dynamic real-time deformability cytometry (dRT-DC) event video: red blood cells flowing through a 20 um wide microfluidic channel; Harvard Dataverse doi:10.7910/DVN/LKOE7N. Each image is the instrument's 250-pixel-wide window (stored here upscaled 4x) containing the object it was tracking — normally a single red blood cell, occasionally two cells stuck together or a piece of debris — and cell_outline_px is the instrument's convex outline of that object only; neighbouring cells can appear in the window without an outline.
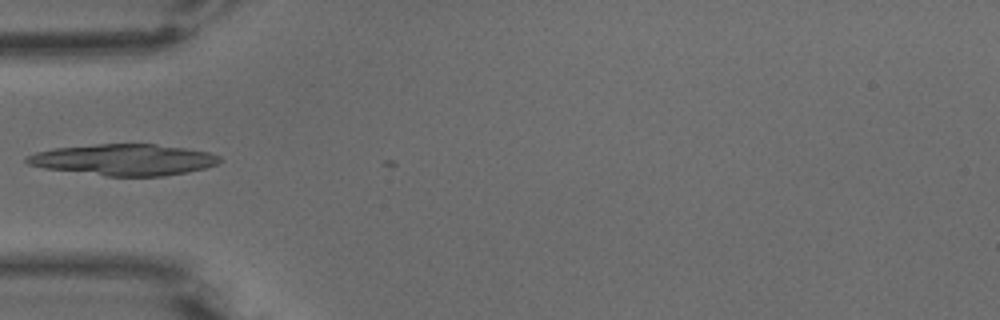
{"species": "common noctule bat (a hibernating species)", "species_latin": "Nyctalus noctula", "temperature_condition": "warm", "stored_images_in_passage": 4, "camera_frame_rate_fps": 3000, "um_per_image_px": 0.085, "animal": {"sex": "male", "body_mass_g": 15.6}, "frame": {"image": 1, "passage_image": 1, "time_ms": 0.0, "image_size_px": [1000, 320], "cell_outline_px": [[224, 160], [216, 164], [204, 168], [188, 172], [164, 176], [104, 176], [44, 168], [28, 164], [24, 160], [28, 156], [36, 152], [52, 148], [96, 144], [156, 144], [184, 148], [208, 152], [220, 156]], "centroid_in_image_um": [10.53, 13.58], "position_along_channel_um": 74.5, "area_um2": 35.2}}